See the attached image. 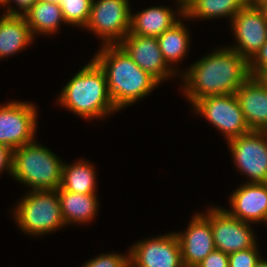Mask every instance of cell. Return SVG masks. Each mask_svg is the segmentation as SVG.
Wrapping results in <instances>:
<instances>
[{"label":"cell","mask_w":267,"mask_h":267,"mask_svg":"<svg viewBox=\"0 0 267 267\" xmlns=\"http://www.w3.org/2000/svg\"><path fill=\"white\" fill-rule=\"evenodd\" d=\"M225 46L207 53L181 71L182 94L191 105L207 96L235 94L251 76L249 62Z\"/></svg>","instance_id":"obj_1"},{"label":"cell","mask_w":267,"mask_h":267,"mask_svg":"<svg viewBox=\"0 0 267 267\" xmlns=\"http://www.w3.org/2000/svg\"><path fill=\"white\" fill-rule=\"evenodd\" d=\"M93 59L106 75L109 95L120 111L149 96L160 84L118 45H102Z\"/></svg>","instance_id":"obj_2"},{"label":"cell","mask_w":267,"mask_h":267,"mask_svg":"<svg viewBox=\"0 0 267 267\" xmlns=\"http://www.w3.org/2000/svg\"><path fill=\"white\" fill-rule=\"evenodd\" d=\"M69 80L57 97L62 108L86 121L118 112L109 95L105 72L93 58Z\"/></svg>","instance_id":"obj_3"},{"label":"cell","mask_w":267,"mask_h":267,"mask_svg":"<svg viewBox=\"0 0 267 267\" xmlns=\"http://www.w3.org/2000/svg\"><path fill=\"white\" fill-rule=\"evenodd\" d=\"M34 140L13 150L12 178L32 190H57L62 181L63 159Z\"/></svg>","instance_id":"obj_4"},{"label":"cell","mask_w":267,"mask_h":267,"mask_svg":"<svg viewBox=\"0 0 267 267\" xmlns=\"http://www.w3.org/2000/svg\"><path fill=\"white\" fill-rule=\"evenodd\" d=\"M12 214L20 231L28 236L52 234L66 226L57 190H28Z\"/></svg>","instance_id":"obj_5"},{"label":"cell","mask_w":267,"mask_h":267,"mask_svg":"<svg viewBox=\"0 0 267 267\" xmlns=\"http://www.w3.org/2000/svg\"><path fill=\"white\" fill-rule=\"evenodd\" d=\"M129 0H93L85 29L102 40V45L119 44L130 32L131 7Z\"/></svg>","instance_id":"obj_6"},{"label":"cell","mask_w":267,"mask_h":267,"mask_svg":"<svg viewBox=\"0 0 267 267\" xmlns=\"http://www.w3.org/2000/svg\"><path fill=\"white\" fill-rule=\"evenodd\" d=\"M192 109L219 130L227 142L251 131L235 94L204 97Z\"/></svg>","instance_id":"obj_7"},{"label":"cell","mask_w":267,"mask_h":267,"mask_svg":"<svg viewBox=\"0 0 267 267\" xmlns=\"http://www.w3.org/2000/svg\"><path fill=\"white\" fill-rule=\"evenodd\" d=\"M37 106L31 102L0 104V144L15 150L33 142L38 128Z\"/></svg>","instance_id":"obj_8"},{"label":"cell","mask_w":267,"mask_h":267,"mask_svg":"<svg viewBox=\"0 0 267 267\" xmlns=\"http://www.w3.org/2000/svg\"><path fill=\"white\" fill-rule=\"evenodd\" d=\"M233 165L247 183H267V131H250L227 142Z\"/></svg>","instance_id":"obj_9"},{"label":"cell","mask_w":267,"mask_h":267,"mask_svg":"<svg viewBox=\"0 0 267 267\" xmlns=\"http://www.w3.org/2000/svg\"><path fill=\"white\" fill-rule=\"evenodd\" d=\"M204 213L210 218L215 248L232 254L253 247L258 241L251 223L232 217L222 206L211 205Z\"/></svg>","instance_id":"obj_10"},{"label":"cell","mask_w":267,"mask_h":267,"mask_svg":"<svg viewBox=\"0 0 267 267\" xmlns=\"http://www.w3.org/2000/svg\"><path fill=\"white\" fill-rule=\"evenodd\" d=\"M230 26L236 42L228 47L250 62L267 41V18L260 7L247 3L231 19Z\"/></svg>","instance_id":"obj_11"},{"label":"cell","mask_w":267,"mask_h":267,"mask_svg":"<svg viewBox=\"0 0 267 267\" xmlns=\"http://www.w3.org/2000/svg\"><path fill=\"white\" fill-rule=\"evenodd\" d=\"M133 267H184L179 240L174 232L137 241L129 248Z\"/></svg>","instance_id":"obj_12"},{"label":"cell","mask_w":267,"mask_h":267,"mask_svg":"<svg viewBox=\"0 0 267 267\" xmlns=\"http://www.w3.org/2000/svg\"><path fill=\"white\" fill-rule=\"evenodd\" d=\"M118 45L141 69L153 76L160 85L174 76L180 77L165 61L157 37L128 33Z\"/></svg>","instance_id":"obj_13"},{"label":"cell","mask_w":267,"mask_h":267,"mask_svg":"<svg viewBox=\"0 0 267 267\" xmlns=\"http://www.w3.org/2000/svg\"><path fill=\"white\" fill-rule=\"evenodd\" d=\"M174 233L179 240L184 267H196L216 249L210 218L203 212L191 217L186 230Z\"/></svg>","instance_id":"obj_14"},{"label":"cell","mask_w":267,"mask_h":267,"mask_svg":"<svg viewBox=\"0 0 267 267\" xmlns=\"http://www.w3.org/2000/svg\"><path fill=\"white\" fill-rule=\"evenodd\" d=\"M232 217L251 224L265 223L267 218V183L244 182L229 196Z\"/></svg>","instance_id":"obj_15"},{"label":"cell","mask_w":267,"mask_h":267,"mask_svg":"<svg viewBox=\"0 0 267 267\" xmlns=\"http://www.w3.org/2000/svg\"><path fill=\"white\" fill-rule=\"evenodd\" d=\"M178 10L168 6H151L131 13L130 34L158 37L166 30L172 28L185 16L184 2L174 0ZM172 8V9H171Z\"/></svg>","instance_id":"obj_16"},{"label":"cell","mask_w":267,"mask_h":267,"mask_svg":"<svg viewBox=\"0 0 267 267\" xmlns=\"http://www.w3.org/2000/svg\"><path fill=\"white\" fill-rule=\"evenodd\" d=\"M245 121L251 131H267V89L250 76L236 91Z\"/></svg>","instance_id":"obj_17"},{"label":"cell","mask_w":267,"mask_h":267,"mask_svg":"<svg viewBox=\"0 0 267 267\" xmlns=\"http://www.w3.org/2000/svg\"><path fill=\"white\" fill-rule=\"evenodd\" d=\"M57 192L66 227L73 224L78 226L90 224L95 219L99 210L97 193H72L60 187Z\"/></svg>","instance_id":"obj_18"},{"label":"cell","mask_w":267,"mask_h":267,"mask_svg":"<svg viewBox=\"0 0 267 267\" xmlns=\"http://www.w3.org/2000/svg\"><path fill=\"white\" fill-rule=\"evenodd\" d=\"M34 39L24 16H0V60L20 53L34 43Z\"/></svg>","instance_id":"obj_19"},{"label":"cell","mask_w":267,"mask_h":267,"mask_svg":"<svg viewBox=\"0 0 267 267\" xmlns=\"http://www.w3.org/2000/svg\"><path fill=\"white\" fill-rule=\"evenodd\" d=\"M248 3V0H188L184 4V20L231 19Z\"/></svg>","instance_id":"obj_20"},{"label":"cell","mask_w":267,"mask_h":267,"mask_svg":"<svg viewBox=\"0 0 267 267\" xmlns=\"http://www.w3.org/2000/svg\"><path fill=\"white\" fill-rule=\"evenodd\" d=\"M24 18L30 27L32 35L36 39L37 35L57 34L64 20L59 4H53L37 0L31 8L24 14Z\"/></svg>","instance_id":"obj_21"},{"label":"cell","mask_w":267,"mask_h":267,"mask_svg":"<svg viewBox=\"0 0 267 267\" xmlns=\"http://www.w3.org/2000/svg\"><path fill=\"white\" fill-rule=\"evenodd\" d=\"M183 19L184 17L182 21L180 20L172 28L157 37L165 61L179 75L181 69L176 64L182 62V59L189 53V46H191V34L188 32L189 29L184 24Z\"/></svg>","instance_id":"obj_22"},{"label":"cell","mask_w":267,"mask_h":267,"mask_svg":"<svg viewBox=\"0 0 267 267\" xmlns=\"http://www.w3.org/2000/svg\"><path fill=\"white\" fill-rule=\"evenodd\" d=\"M95 166L87 159H79L74 163L64 162L60 188L72 193L91 194L98 192Z\"/></svg>","instance_id":"obj_23"},{"label":"cell","mask_w":267,"mask_h":267,"mask_svg":"<svg viewBox=\"0 0 267 267\" xmlns=\"http://www.w3.org/2000/svg\"><path fill=\"white\" fill-rule=\"evenodd\" d=\"M93 0H61L59 3L67 25L81 28L88 23Z\"/></svg>","instance_id":"obj_24"},{"label":"cell","mask_w":267,"mask_h":267,"mask_svg":"<svg viewBox=\"0 0 267 267\" xmlns=\"http://www.w3.org/2000/svg\"><path fill=\"white\" fill-rule=\"evenodd\" d=\"M128 253H104L87 260L81 267H126L129 264V250Z\"/></svg>","instance_id":"obj_25"},{"label":"cell","mask_w":267,"mask_h":267,"mask_svg":"<svg viewBox=\"0 0 267 267\" xmlns=\"http://www.w3.org/2000/svg\"><path fill=\"white\" fill-rule=\"evenodd\" d=\"M258 242L251 248L228 255V267H255L262 258L258 250Z\"/></svg>","instance_id":"obj_26"},{"label":"cell","mask_w":267,"mask_h":267,"mask_svg":"<svg viewBox=\"0 0 267 267\" xmlns=\"http://www.w3.org/2000/svg\"><path fill=\"white\" fill-rule=\"evenodd\" d=\"M37 0H7L1 7L4 8L6 15L24 16V14L31 8ZM15 4V8L11 5Z\"/></svg>","instance_id":"obj_27"},{"label":"cell","mask_w":267,"mask_h":267,"mask_svg":"<svg viewBox=\"0 0 267 267\" xmlns=\"http://www.w3.org/2000/svg\"><path fill=\"white\" fill-rule=\"evenodd\" d=\"M196 267H228V254L215 249Z\"/></svg>","instance_id":"obj_28"},{"label":"cell","mask_w":267,"mask_h":267,"mask_svg":"<svg viewBox=\"0 0 267 267\" xmlns=\"http://www.w3.org/2000/svg\"><path fill=\"white\" fill-rule=\"evenodd\" d=\"M262 70H267V41L263 44L255 57L249 62V71L251 76H255Z\"/></svg>","instance_id":"obj_29"},{"label":"cell","mask_w":267,"mask_h":267,"mask_svg":"<svg viewBox=\"0 0 267 267\" xmlns=\"http://www.w3.org/2000/svg\"><path fill=\"white\" fill-rule=\"evenodd\" d=\"M12 160H13V150L9 147L0 144V175L2 172H8L12 175Z\"/></svg>","instance_id":"obj_30"},{"label":"cell","mask_w":267,"mask_h":267,"mask_svg":"<svg viewBox=\"0 0 267 267\" xmlns=\"http://www.w3.org/2000/svg\"><path fill=\"white\" fill-rule=\"evenodd\" d=\"M255 77L267 89V70L258 72Z\"/></svg>","instance_id":"obj_31"},{"label":"cell","mask_w":267,"mask_h":267,"mask_svg":"<svg viewBox=\"0 0 267 267\" xmlns=\"http://www.w3.org/2000/svg\"><path fill=\"white\" fill-rule=\"evenodd\" d=\"M267 0H248V3L250 5L260 7L263 3H265Z\"/></svg>","instance_id":"obj_32"},{"label":"cell","mask_w":267,"mask_h":267,"mask_svg":"<svg viewBox=\"0 0 267 267\" xmlns=\"http://www.w3.org/2000/svg\"><path fill=\"white\" fill-rule=\"evenodd\" d=\"M255 267H267V259L261 258Z\"/></svg>","instance_id":"obj_33"},{"label":"cell","mask_w":267,"mask_h":267,"mask_svg":"<svg viewBox=\"0 0 267 267\" xmlns=\"http://www.w3.org/2000/svg\"><path fill=\"white\" fill-rule=\"evenodd\" d=\"M260 9L263 11L265 17L267 18V1L260 6Z\"/></svg>","instance_id":"obj_34"},{"label":"cell","mask_w":267,"mask_h":267,"mask_svg":"<svg viewBox=\"0 0 267 267\" xmlns=\"http://www.w3.org/2000/svg\"><path fill=\"white\" fill-rule=\"evenodd\" d=\"M44 2H49V3H53V4H59L61 2V0H41Z\"/></svg>","instance_id":"obj_35"},{"label":"cell","mask_w":267,"mask_h":267,"mask_svg":"<svg viewBox=\"0 0 267 267\" xmlns=\"http://www.w3.org/2000/svg\"><path fill=\"white\" fill-rule=\"evenodd\" d=\"M7 0H0V6H2Z\"/></svg>","instance_id":"obj_36"},{"label":"cell","mask_w":267,"mask_h":267,"mask_svg":"<svg viewBox=\"0 0 267 267\" xmlns=\"http://www.w3.org/2000/svg\"><path fill=\"white\" fill-rule=\"evenodd\" d=\"M126 267H133L130 263Z\"/></svg>","instance_id":"obj_37"}]
</instances>
